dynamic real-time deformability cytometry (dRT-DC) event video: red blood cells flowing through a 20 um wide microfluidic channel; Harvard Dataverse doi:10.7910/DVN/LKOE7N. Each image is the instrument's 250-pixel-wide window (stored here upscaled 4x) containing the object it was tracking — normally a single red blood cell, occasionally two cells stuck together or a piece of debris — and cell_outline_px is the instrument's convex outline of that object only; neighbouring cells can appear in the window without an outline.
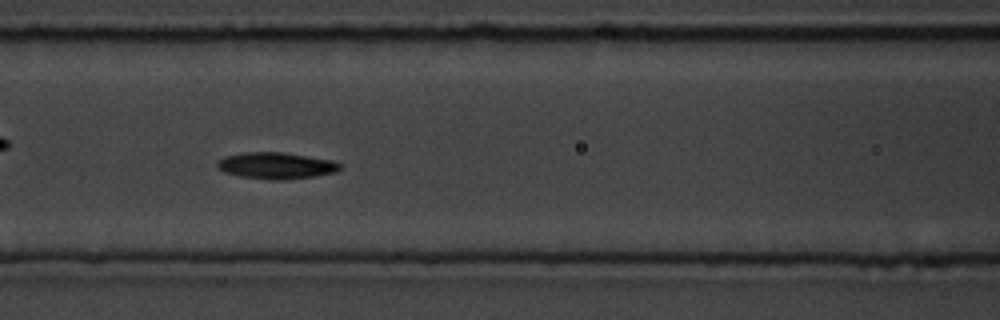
{"species": "common noctule bat (a hibernating species)", "species_latin": "Nyctalus noctula", "temperature_condition": "room temperature", "stored_images_in_passage": 46, "camera_frame_rate_fps": 3000, "um_per_image_px": 0.085, "animal": {"sex": "male", "body_mass_g": 19.5, "forearm_length_mm": 54.6}, "frame": {"image": 1, "passage_image": 14, "time_ms": 4.333, "image_size_px": [1000, 320], "cell_outline_px": [[340, 168], [336, 172], [312, 176], [284, 180], [272, 180], [240, 176], [224, 172], [216, 168], [216, 164], [224, 156], [244, 152], [284, 152], [332, 160], [340, 164]], "centroid_in_image_um": [23.44, 14.07], "position_along_channel_um": 143.2, "area_um2": 18.9}}
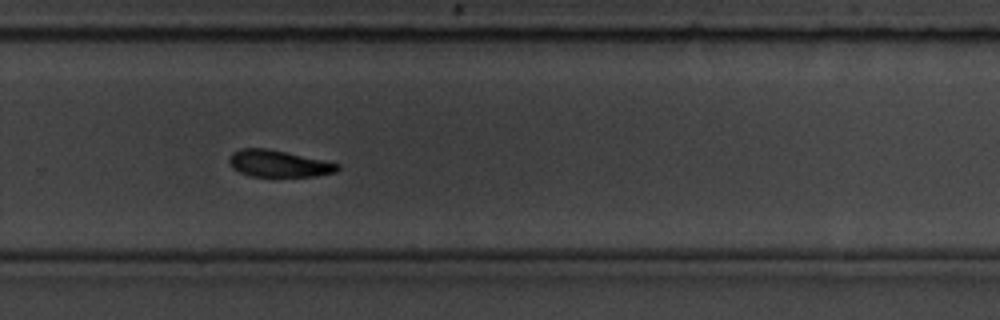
{"frame": {"image": 2, "passage_image": 27, "time_ms": 8.667, "image_size_px": [1000, 320], "cell_outline_px": [[340, 168], [336, 172], [316, 176], [248, 176], [232, 168], [228, 160], [228, 156], [232, 152], [240, 148], [268, 148], [340, 164]], "centroid_in_image_um": [23.64, 13.9], "position_along_channel_um": 306.2, "area_um2": 16.94}, "authors_computed_cell_mechanics": {"area_um2": 17.9758, "velocity_mm_per_s": 3.7696, "shape_relaxation_time_tau1_ms": 1.9167, "shape_relaxation_time_tau2_ms": null, "deformation_change_tau1": 0.1003, "deformation_change_tau2": null}}